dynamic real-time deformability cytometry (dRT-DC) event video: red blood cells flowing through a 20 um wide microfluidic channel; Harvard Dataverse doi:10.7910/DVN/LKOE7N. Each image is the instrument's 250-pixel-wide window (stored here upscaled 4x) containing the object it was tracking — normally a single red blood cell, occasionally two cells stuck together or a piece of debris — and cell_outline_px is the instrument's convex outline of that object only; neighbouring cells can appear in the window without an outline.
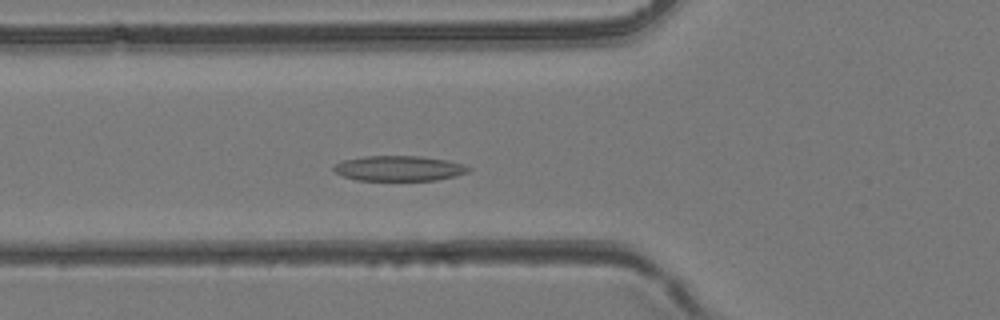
{"species": "common noctule bat (a hibernating species)", "species_latin": "Nyctalus noctula", "temperature_condition": "room temperature", "stored_images_in_passage": 33, "camera_frame_rate_fps": 3000, "um_per_image_px": 0.085, "animal": {"sex": "female", "body_mass_g": 24.6, "forearm_length_mm": 56.2}, "frame": {"image": 1, "passage_image": 12, "time_ms": 3.667, "image_size_px": [1000, 320], "cell_outline_px": [[472, 168], [468, 172], [456, 176], [436, 180], [356, 180], [344, 176], [336, 172], [332, 168], [336, 164], [344, 160], [364, 156], [420, 156], [448, 160]], "centroid_in_image_um": [33.93, 14.31], "position_along_channel_um": 91.9, "area_um2": 19.65}}
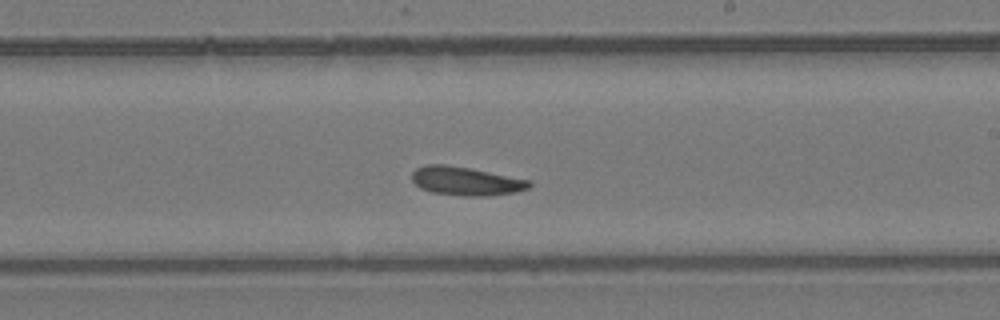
{"frame": {"image": 2, "passage_image": 22, "time_ms": 7.0, "image_size_px": [1000, 320], "cell_outline_px": [[532, 184], [528, 188], [516, 192], [488, 196], [464, 196], [432, 192], [420, 188], [412, 180], [412, 172], [416, 168], [428, 164], [444, 164], [472, 168], [532, 180]], "centroid_in_image_um": [39.63, 15.38], "position_along_channel_um": 249.4, "area_um2": 19.77}}
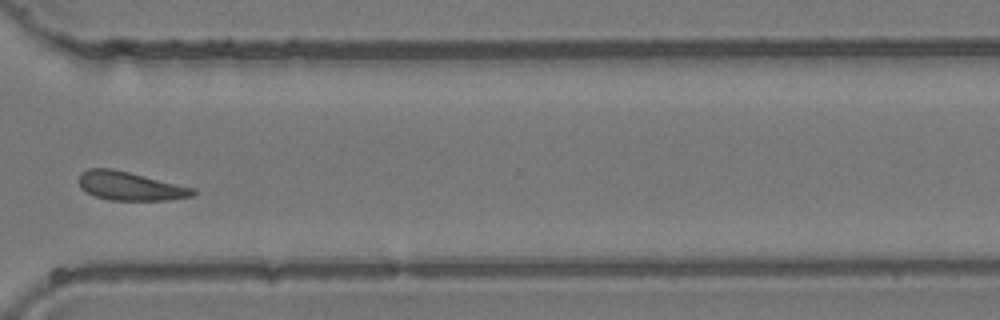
{"frame": {"image": 3, "passage_image": 29, "time_ms": 9.333, "image_size_px": [1000, 320], "cell_outline_px": [[196, 192], [192, 196], [168, 200], [108, 200], [96, 196], [80, 188], [80, 172], [88, 168], [112, 168], [196, 188]], "centroid_in_image_um": [11.07, 15.81], "position_along_channel_um": 359.5, "area_um2": 19.02}}